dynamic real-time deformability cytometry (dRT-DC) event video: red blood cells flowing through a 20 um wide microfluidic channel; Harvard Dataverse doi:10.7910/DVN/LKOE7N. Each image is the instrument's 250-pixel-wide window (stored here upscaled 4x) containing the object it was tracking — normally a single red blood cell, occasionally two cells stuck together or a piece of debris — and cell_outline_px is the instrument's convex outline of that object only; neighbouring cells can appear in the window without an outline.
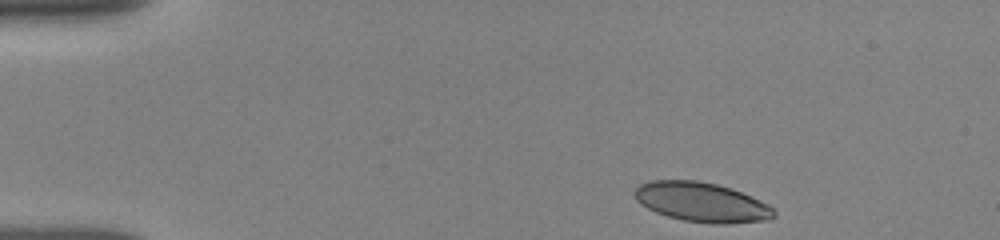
{"species": "human", "species_latin": "Homo sapiens", "temperature_condition": "room temperature", "stored_images_in_passage": 18, "camera_frame_rate_fps": 3000, "um_per_image_px": 0.085, "donor": {"sex": "female"}, "frame": {"image": 1, "passage_image": 1, "time_ms": 0.0, "image_size_px": [1000, 240], "cell_outline_px": [[776, 216], [772, 220], [728, 224], [712, 224], [684, 220], [668, 216], [656, 212], [640, 204], [636, 200], [632, 192], [640, 184], [648, 180], [696, 180], [716, 184], [732, 188], [768, 204], [776, 208]], "centroid_in_image_um": [59.67, 17.19], "position_along_channel_um": 25.3, "area_um2": 32.48}}
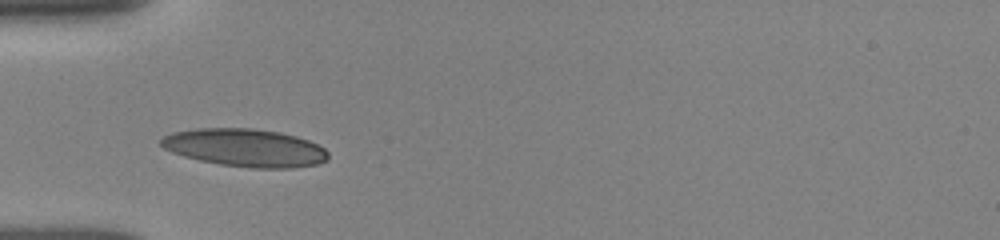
{"frame": {"image": 2, "passage_image": 13, "time_ms": 3.0, "image_size_px": [1000, 240], "cell_outline_px": [[328, 160], [316, 164], [292, 168], [252, 168], [220, 164], [200, 160], [184, 156], [172, 152], [164, 148], [160, 144], [160, 140], [164, 136], [172, 132], [200, 128], [252, 128], [280, 132], [296, 136], [308, 140], [324, 148], [328, 152]], "centroid_in_image_um": [20.84, 12.55], "position_along_channel_um": 64.2, "area_um2": 36.82}}
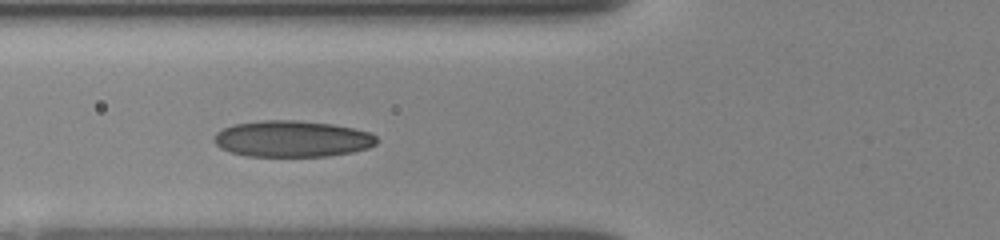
{"frame": {"image": 3, "passage_image": 17, "time_ms": 4.0, "image_size_px": [1000, 240], "cell_outline_px": [[376, 144], [368, 148], [352, 152], [328, 156], [248, 156], [232, 152], [220, 148], [212, 140], [216, 132], [232, 124], [264, 120], [296, 120], [332, 124], [352, 128], [368, 132], [376, 136]], "centroid_in_image_um": [24.8, 11.8], "position_along_channel_um": 101.0, "area_um2": 34.39}}